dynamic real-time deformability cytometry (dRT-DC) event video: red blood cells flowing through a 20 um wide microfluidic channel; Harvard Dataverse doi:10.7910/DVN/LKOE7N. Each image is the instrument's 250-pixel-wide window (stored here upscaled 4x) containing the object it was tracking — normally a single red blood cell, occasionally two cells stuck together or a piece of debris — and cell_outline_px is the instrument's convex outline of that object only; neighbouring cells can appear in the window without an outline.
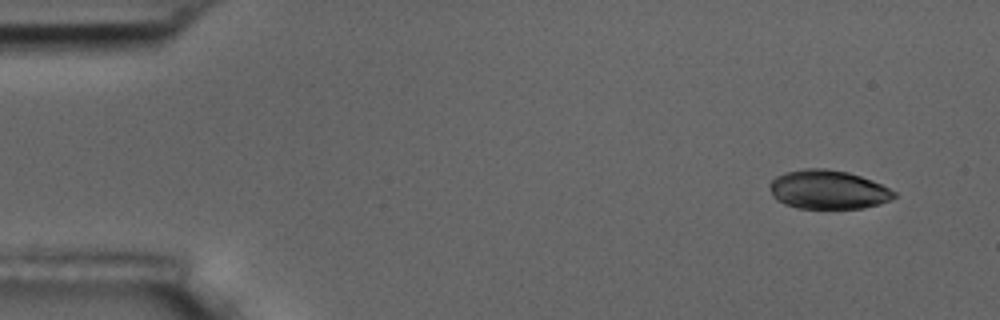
{"species": "common noctule bat (a hibernating species)", "species_latin": "Nyctalus noctula", "temperature_condition": "room temperature", "stored_images_in_passage": 9, "camera_frame_rate_fps": 3000, "um_per_image_px": 0.085, "animal": {"sex": "male", "body_mass_g": 17.5, "forearm_length_mm": 52.3}, "frame": {"image": 1, "passage_image": 1, "time_ms": 0.0, "image_size_px": [1000, 320], "cell_outline_px": [[896, 196], [892, 200], [880, 204], [864, 208], [800, 208], [784, 204], [776, 200], [772, 196], [768, 184], [776, 176], [784, 172], [804, 168], [824, 168], [848, 172], [872, 180], [896, 192]], "centroid_in_image_um": [70.37, 16.11], "position_along_channel_um": 14.6, "area_um2": 28.38}}
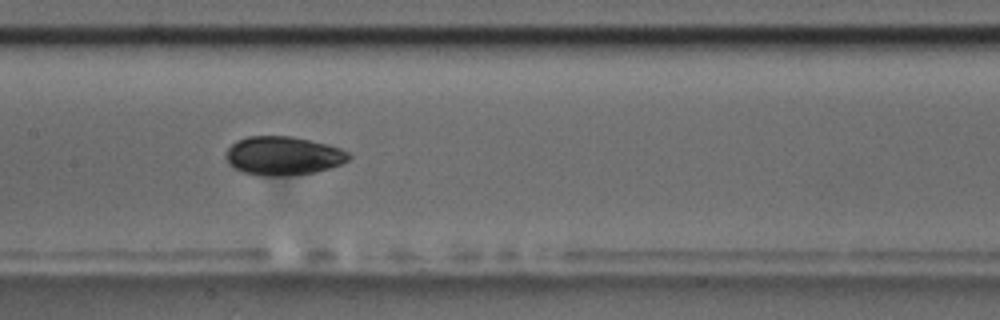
{"frame": {"image": 2, "passage_image": 8, "time_ms": 7.667, "image_size_px": [1000, 320], "cell_outline_px": [[352, 156], [348, 160], [340, 164], [316, 172], [280, 176], [264, 176], [244, 172], [228, 164], [224, 156], [224, 152], [236, 140], [248, 136], [292, 136], [328, 144], [340, 148], [348, 152]], "centroid_in_image_um": [24.04, 13.23], "position_along_channel_um": 183.4, "area_um2": 27.8}}
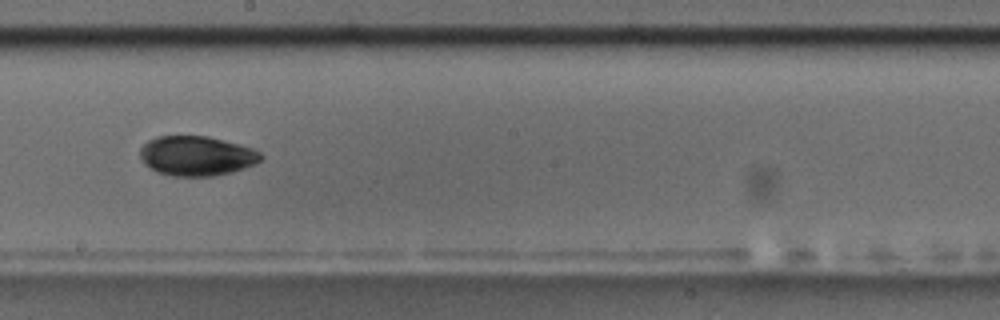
{"frame": {"image": 3, "passage_image": 9, "time_ms": 9.0, "image_size_px": [1000, 320], "cell_outline_px": [[264, 156], [256, 164], [244, 168], [212, 176], [172, 176], [148, 168], [144, 164], [140, 156], [140, 148], [148, 140], [156, 136], [208, 136], [252, 148], [260, 152]], "centroid_in_image_um": [16.69, 13.24], "position_along_channel_um": 231.5, "area_um2": 27.86}}